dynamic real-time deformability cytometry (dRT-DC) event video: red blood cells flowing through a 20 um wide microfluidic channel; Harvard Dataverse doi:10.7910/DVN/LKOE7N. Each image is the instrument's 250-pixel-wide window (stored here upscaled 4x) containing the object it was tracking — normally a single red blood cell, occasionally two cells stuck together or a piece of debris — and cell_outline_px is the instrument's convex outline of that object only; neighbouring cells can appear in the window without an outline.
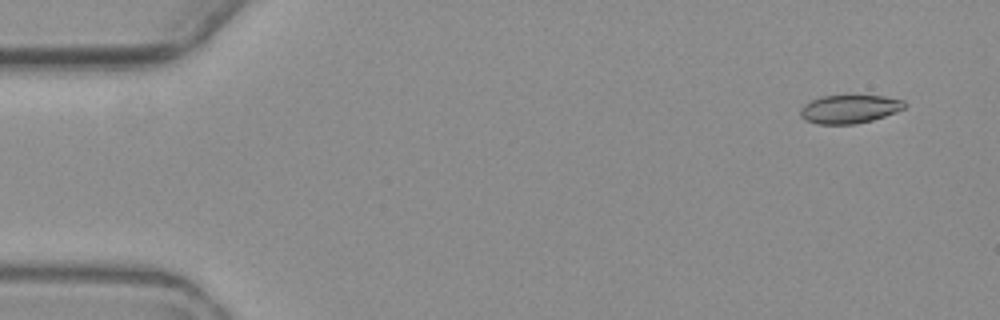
{"species": "common noctule bat (a hibernating species)", "species_latin": "Nyctalus noctula", "temperature_condition": "warm", "stored_images_in_passage": 4, "camera_frame_rate_fps": 3000, "um_per_image_px": 0.085, "animal": {"sex": "female", "body_mass_g": 19.3, "forearm_length_mm": 54.1}, "frame": {"image": 1, "passage_image": 1, "time_ms": 0.0, "image_size_px": [1000, 320], "cell_outline_px": [[908, 104], [904, 108], [896, 112], [872, 120], [856, 124], [816, 124], [804, 120], [800, 116], [800, 108], [804, 104], [820, 96], [848, 92], [884, 96], [904, 100]], "centroid_in_image_um": [72.2, 9.21], "position_along_channel_um": 12.8, "area_um2": 18.26}}
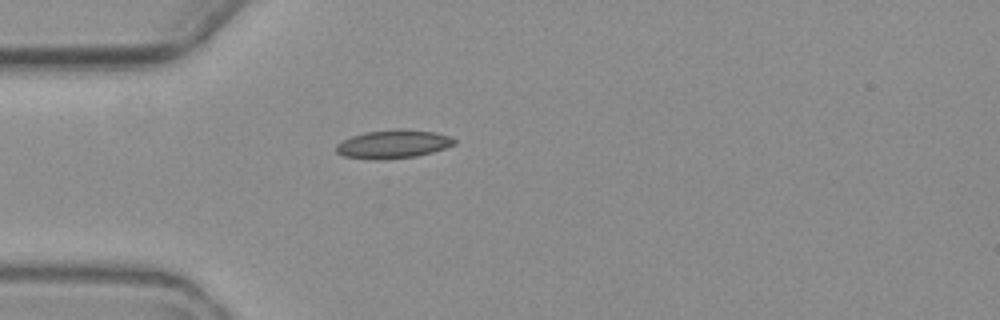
{"frame": {"image": 2, "passage_image": 4, "time_ms": 4.333, "image_size_px": [1000, 320], "cell_outline_px": [[456, 144], [432, 152], [416, 156], [376, 160], [344, 156], [336, 152], [336, 144], [352, 136], [364, 132], [396, 128], [400, 128], [436, 132], [448, 136], [456, 140]], "centroid_in_image_um": [33.42, 12.23], "position_along_channel_um": 51.6, "area_um2": 19.59}}